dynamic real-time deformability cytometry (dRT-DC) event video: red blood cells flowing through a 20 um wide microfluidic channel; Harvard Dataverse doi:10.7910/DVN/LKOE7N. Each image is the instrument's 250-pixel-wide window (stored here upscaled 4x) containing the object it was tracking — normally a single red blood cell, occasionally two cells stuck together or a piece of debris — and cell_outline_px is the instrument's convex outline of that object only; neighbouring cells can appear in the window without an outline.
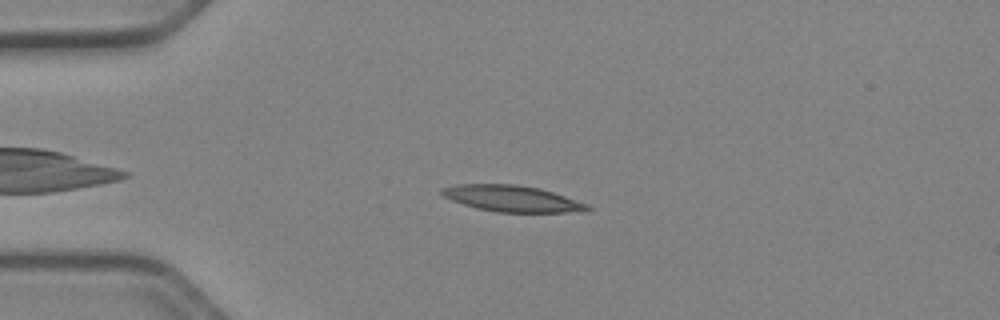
{"species": "Egyptian fruit bat (a non-hibernating species)", "species_latin": "Rousettus aegyptiacus", "temperature_condition": "cold", "stored_images_in_passage": 51, "camera_frame_rate_fps": 3000, "um_per_image_px": 0.085, "animal": {"sex": "female"}, "frame": {"image": 1, "passage_image": 11, "time_ms": 3.333, "image_size_px": [1000, 320], "cell_outline_px": [[592, 208], [564, 212], [496, 212], [476, 208], [452, 200], [444, 196], [440, 192], [440, 188], [456, 184], [516, 184], [540, 188], [588, 204]], "centroid_in_image_um": [43.45, 16.86], "position_along_channel_um": 41.6, "area_um2": 21.96}}
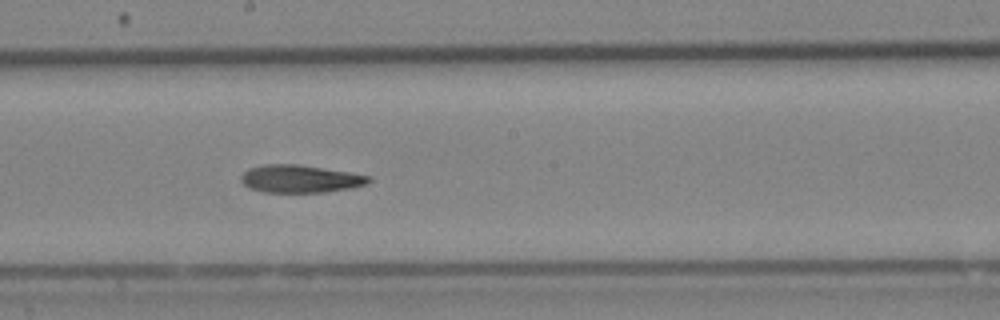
{"frame": {"image": 2, "passage_image": 27, "time_ms": 8.667, "image_size_px": [1000, 320], "cell_outline_px": [[372, 180], [364, 184], [348, 188], [324, 192], [264, 192], [248, 188], [240, 180], [240, 176], [248, 168], [264, 164], [296, 164], [348, 172], [372, 176]], "centroid_in_image_um": [25.46, 15.19], "position_along_channel_um": 222.7, "area_um2": 20.46}}
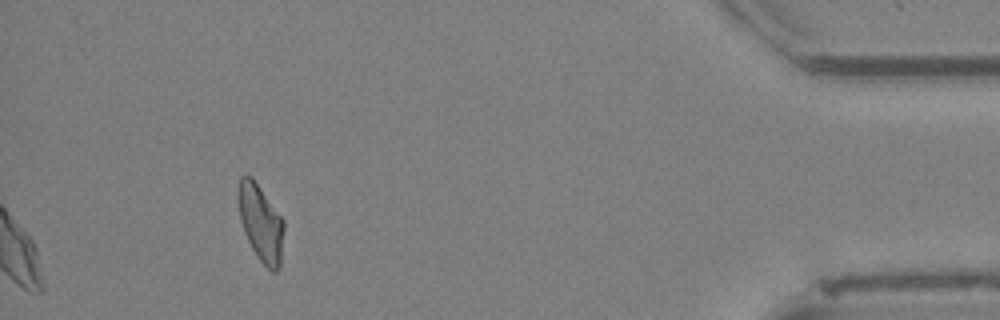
{"frame": {"image": 3, "passage_image": 46, "time_ms": 15.0, "image_size_px": [1000, 320], "cell_outline_px": [[284, 228], [280, 268], [276, 272], [272, 272], [256, 256], [244, 232], [240, 220], [240, 176], [252, 176], [284, 220]], "centroid_in_image_um": [22.21, 19.0], "position_along_channel_um": 413.0, "area_um2": 20.0}}